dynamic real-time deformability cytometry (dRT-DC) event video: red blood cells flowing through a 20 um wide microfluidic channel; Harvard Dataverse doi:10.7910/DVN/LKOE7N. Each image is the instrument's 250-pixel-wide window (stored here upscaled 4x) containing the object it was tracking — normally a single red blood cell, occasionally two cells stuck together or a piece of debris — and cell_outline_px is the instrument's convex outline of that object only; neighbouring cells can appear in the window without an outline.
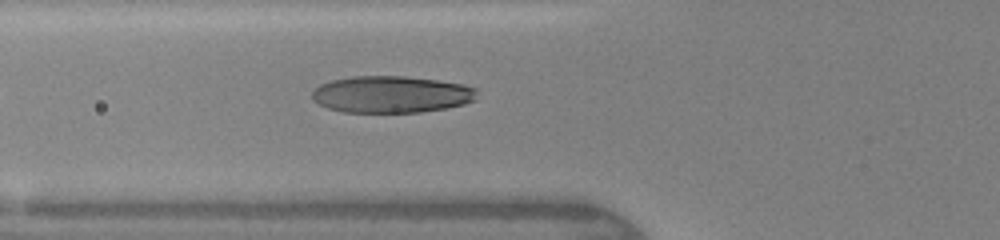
{"species": "human", "species_latin": "Homo sapiens", "temperature_condition": "warm", "stored_images_in_passage": 26, "camera_frame_rate_fps": 3000, "um_per_image_px": 0.085, "donor": {"sex": "female"}, "frame": {"image": 1, "passage_image": 4, "time_ms": 1.0, "image_size_px": [1000, 240], "cell_outline_px": [[476, 100], [464, 104], [448, 108], [420, 112], [344, 112], [328, 108], [312, 100], [312, 92], [320, 84], [332, 80], [352, 76], [404, 76], [436, 80], [464, 84], [476, 88]], "centroid_in_image_um": [33.28, 8.02], "position_along_channel_um": 92.5, "area_um2": 35.49}}
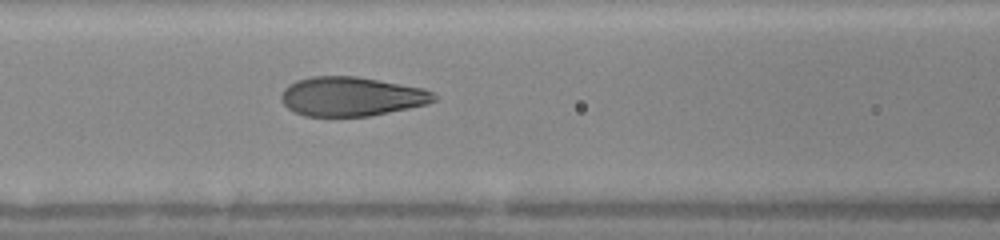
{"frame": {"image": 2, "passage_image": 9, "time_ms": 2.0, "image_size_px": [1000, 240], "cell_outline_px": [[436, 100], [428, 104], [368, 116], [304, 116], [288, 108], [284, 104], [280, 96], [284, 88], [288, 84], [296, 80], [312, 76], [356, 76], [424, 88], [432, 92], [436, 96]], "centroid_in_image_um": [29.85, 8.19], "position_along_channel_um": 136.7, "area_um2": 34.85}}